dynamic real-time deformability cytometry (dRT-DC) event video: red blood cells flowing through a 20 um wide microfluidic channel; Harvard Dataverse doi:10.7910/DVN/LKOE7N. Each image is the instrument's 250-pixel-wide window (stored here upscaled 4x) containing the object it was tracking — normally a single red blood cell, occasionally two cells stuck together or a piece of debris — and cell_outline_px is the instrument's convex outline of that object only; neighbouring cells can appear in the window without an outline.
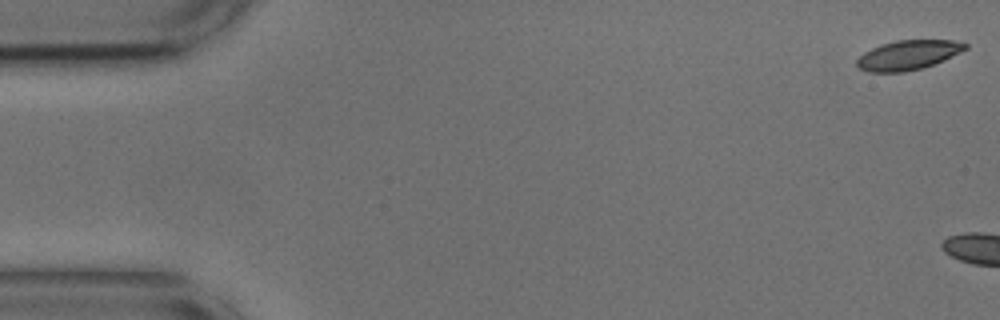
{"species": "common noctule bat (a hibernating species)", "species_latin": "Nyctalus noctula", "temperature_condition": "cold", "stored_images_in_passage": 5, "camera_frame_rate_fps": 3000, "um_per_image_px": 0.085, "animal": {"sex": "male", "body_mass_g": 17.9, "forearm_length_mm": 54.2}, "frame": {"image": 1, "passage_image": 1, "time_ms": 0.0, "image_size_px": [1000, 320], "cell_outline_px": [[968, 48], [944, 60], [920, 68], [904, 72], [868, 72], [860, 68], [856, 64], [856, 60], [864, 52], [872, 48], [896, 40], [952, 40], [968, 44]], "centroid_in_image_um": [77.18, 4.68], "position_along_channel_um": 7.8, "area_um2": 18.44}}